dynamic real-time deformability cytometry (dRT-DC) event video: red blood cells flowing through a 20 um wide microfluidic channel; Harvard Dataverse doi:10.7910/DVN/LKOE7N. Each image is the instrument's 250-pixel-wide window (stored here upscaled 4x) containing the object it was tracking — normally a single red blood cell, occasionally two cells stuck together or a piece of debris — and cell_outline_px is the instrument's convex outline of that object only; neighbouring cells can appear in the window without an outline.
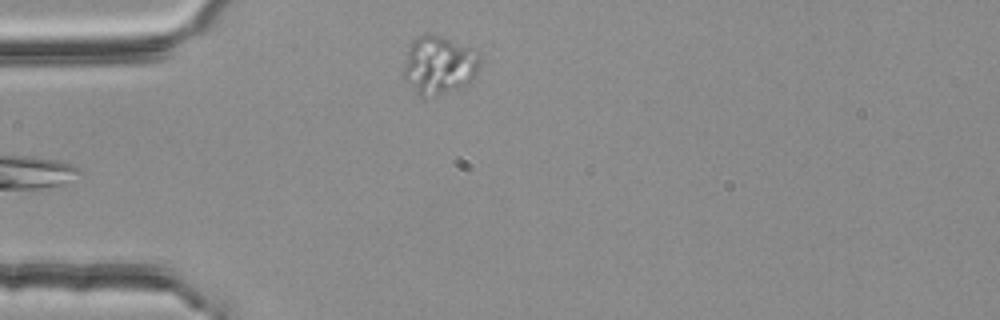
{"species": "common noctule bat (a hibernating species)", "species_latin": "Nyctalus noctula", "temperature_condition": "room temperature", "stored_images_in_passage": 5, "camera_frame_rate_fps": 3000, "um_per_image_px": 0.085, "animal": {"sex": "female", "body_mass_g": 25.1}, "frame": {"image": 1, "passage_image": 4, "time_ms": 1.0, "image_size_px": [1000, 320], "cell_outline_px": [[480, 68], [476, 76], [460, 88], [444, 92], [416, 92], [404, 80], [404, 68], [408, 48], [412, 40], [416, 36], [424, 32], [428, 32], [480, 48]], "centroid_in_image_um": [37.39, 5.41], "position_along_channel_um": 47.6, "area_um2": 26.07}}
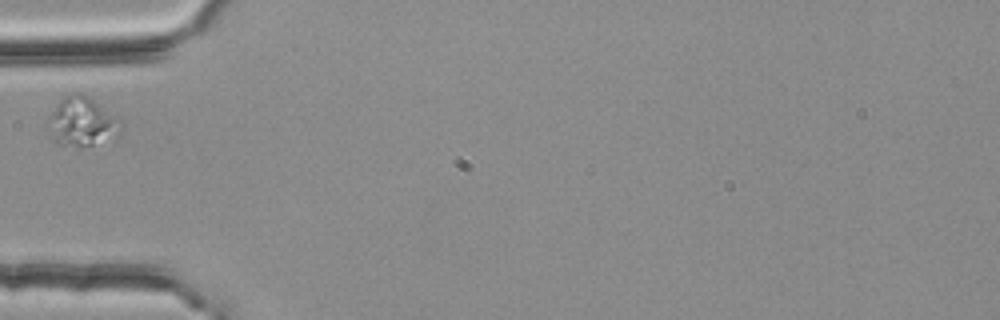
{"frame": {"image": 2, "passage_image": 5, "time_ms": 1.333, "image_size_px": [1000, 320], "cell_outline_px": [[120, 132], [92, 144], [76, 148], [56, 144], [44, 128], [44, 120], [56, 104], [64, 96], [72, 92], [80, 92], [88, 96], [120, 120]], "centroid_in_image_um": [6.8, 10.34], "position_along_channel_um": 78.2, "area_um2": 21.04}}